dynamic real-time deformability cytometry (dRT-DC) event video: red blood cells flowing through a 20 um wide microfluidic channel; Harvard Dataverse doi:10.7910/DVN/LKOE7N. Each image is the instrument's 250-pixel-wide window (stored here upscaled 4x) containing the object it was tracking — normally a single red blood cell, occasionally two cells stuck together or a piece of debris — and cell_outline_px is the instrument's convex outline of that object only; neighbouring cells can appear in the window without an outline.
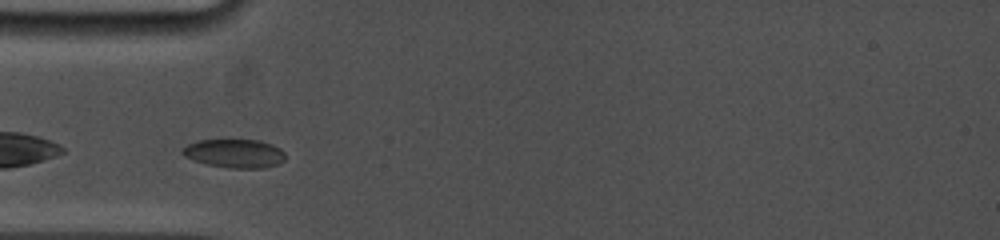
{"species": "common noctule bat (a hibernating species)", "species_latin": "Nyctalus noctula", "temperature_condition": "cold", "stored_images_in_passage": 32, "camera_frame_rate_fps": 5000, "um_per_image_px": 0.085, "animal": {"sex": "female", "body_mass_g": 19.0, "forearm_length_mm": 53.3}, "frame": {"image": 1, "passage_image": 2, "time_ms": 0.4, "image_size_px": [1000, 240], "cell_outline_px": [[284, 160], [280, 164], [264, 168], [228, 168], [208, 164], [192, 160], [184, 156], [180, 152], [188, 144], [196, 140], [260, 140], [272, 144], [280, 148], [284, 152]], "centroid_in_image_um": [19.95, 13.04], "position_along_channel_um": 65.1, "area_um2": 17.28}}
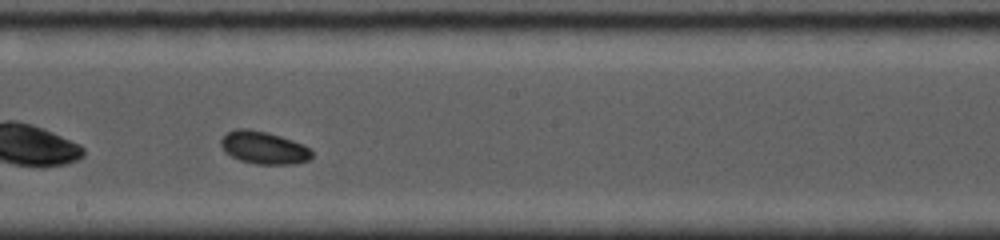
{"frame": {"image": 2, "passage_image": 14, "time_ms": 4.6, "image_size_px": [1000, 240], "cell_outline_px": [[312, 156], [308, 160], [296, 164], [256, 164], [240, 160], [224, 152], [220, 144], [220, 140], [228, 132], [236, 128], [248, 128], [268, 132], [304, 144], [312, 152]], "centroid_in_image_um": [22.41, 12.55], "position_along_channel_um": 225.8, "area_um2": 17.34}}
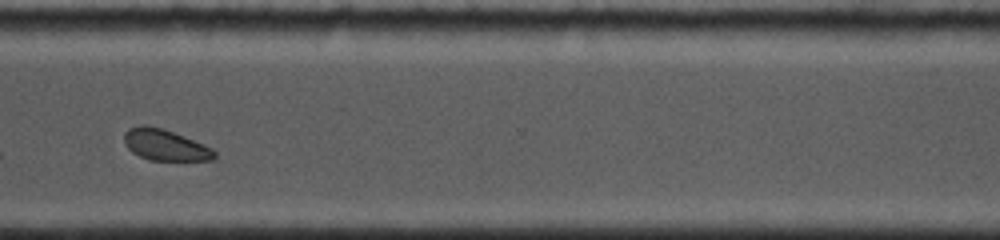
{"frame": {"image": 3, "passage_image": 23, "time_ms": 8.0, "image_size_px": [1000, 240], "cell_outline_px": [[216, 160], [152, 160], [140, 156], [132, 152], [124, 144], [124, 132], [128, 128], [140, 124], [148, 124], [164, 128], [204, 144], [212, 148], [216, 152]], "centroid_in_image_um": [14.03, 12.3], "position_along_channel_um": 356.6, "area_um2": 16.65}, "authors_computed_cell_mechanics": {"area_um2": 17.1088, "velocity_mm_per_s": 3.8332, "shape_relaxation_time_tau1_ms": 3.9745, "shape_relaxation_time_tau2_ms": null, "deformation_change_tau1": 0.0817, "deformation_change_tau2": null}}